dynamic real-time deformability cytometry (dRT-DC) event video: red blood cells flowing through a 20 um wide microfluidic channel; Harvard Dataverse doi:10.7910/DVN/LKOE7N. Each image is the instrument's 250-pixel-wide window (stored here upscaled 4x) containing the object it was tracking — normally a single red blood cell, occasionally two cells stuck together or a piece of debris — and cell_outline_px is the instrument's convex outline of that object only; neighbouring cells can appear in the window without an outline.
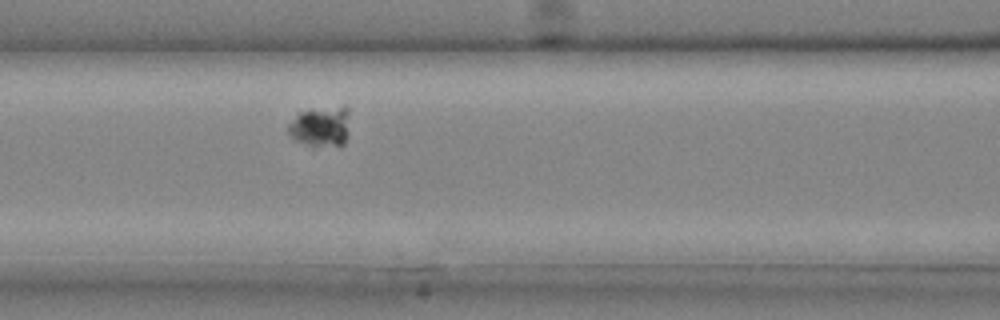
{"species": "common noctule bat (a hibernating species)", "species_latin": "Nyctalus noctula", "temperature_condition": "cold", "stored_images_in_passage": 22, "segment_of_instrument_passage": [1, 2], "camera_frame_rate_fps": 3000, "um_per_image_px": 0.085, "animal": {"sex": "male", "body_mass_g": 20.4}, "frame": {"image": 1, "passage_image": 6, "time_ms": 1.667, "image_size_px": [1000, 320], "cell_outline_px": [[348, 112], [344, 144], [312, 148], [292, 140], [288, 132], [288, 124], [296, 112], [340, 108], [348, 108]], "centroid_in_image_um": [27.14, 10.83], "position_along_channel_um": 139.5, "area_um2": 14.16}}
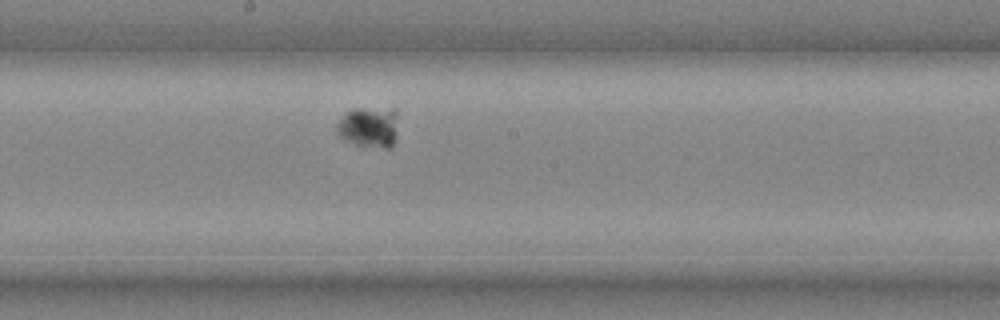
{"frame": {"image": 2, "passage_image": 10, "time_ms": 3.0, "image_size_px": [1000, 320], "cell_outline_px": [[396, 136], [392, 148], [360, 148], [344, 140], [336, 132], [336, 124], [348, 112], [356, 108], [360, 108], [396, 112]], "centroid_in_image_um": [31.32, 10.9], "position_along_channel_um": 216.9, "area_um2": 14.51}}
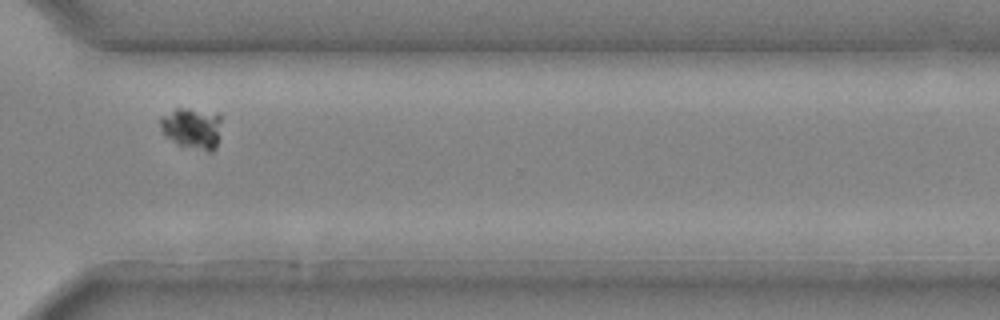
{"frame": {"image": 3, "passage_image": 17, "time_ms": 5.333, "image_size_px": [1000, 320], "cell_outline_px": [[220, 120], [216, 148], [212, 152], [208, 152], [176, 144], [164, 136], [160, 132], [160, 116], [176, 108], [188, 108], [220, 116]], "centroid_in_image_um": [16.25, 10.93], "position_along_channel_um": 354.4, "area_um2": 14.62}}